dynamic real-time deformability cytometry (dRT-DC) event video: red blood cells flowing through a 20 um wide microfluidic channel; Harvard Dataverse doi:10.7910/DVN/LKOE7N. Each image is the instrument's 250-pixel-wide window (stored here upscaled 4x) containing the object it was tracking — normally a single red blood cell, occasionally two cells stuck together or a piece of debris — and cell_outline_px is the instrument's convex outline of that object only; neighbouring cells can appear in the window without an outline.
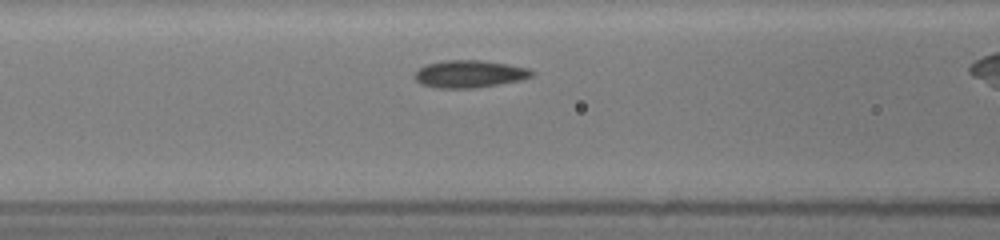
{"species": "common noctule bat (a hibernating species)", "species_latin": "Nyctalus noctula", "temperature_condition": "room temperature", "stored_images_in_passage": 6, "camera_frame_rate_fps": 3000, "um_per_image_px": 0.085, "animal": {"sex": "female", "body_mass_g": 19.5, "forearm_length_mm": 54.1}, "frame": {"image": 1, "passage_image": 4, "time_ms": 2.333, "image_size_px": [1000, 240], "cell_outline_px": [[536, 76], [520, 80], [472, 88], [436, 88], [420, 84], [416, 80], [416, 72], [420, 68], [428, 64], [444, 60], [480, 60], [508, 64], [528, 68], [536, 72]], "centroid_in_image_um": [39.95, 6.28], "position_along_channel_um": 126.7, "area_um2": 18.61}}